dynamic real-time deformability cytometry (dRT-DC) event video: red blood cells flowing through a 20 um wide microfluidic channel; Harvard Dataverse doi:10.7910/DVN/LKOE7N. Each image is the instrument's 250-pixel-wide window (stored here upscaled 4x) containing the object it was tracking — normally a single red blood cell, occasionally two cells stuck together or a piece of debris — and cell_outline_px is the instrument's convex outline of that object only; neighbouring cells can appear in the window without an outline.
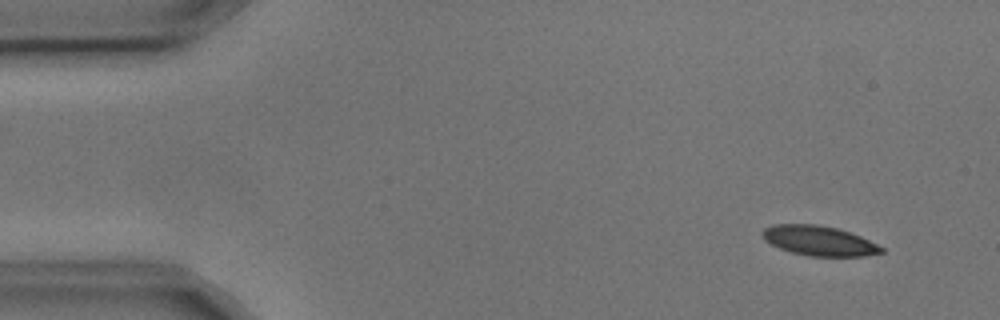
{"species": "common noctule bat (a hibernating species)", "species_latin": "Nyctalus noctula", "temperature_condition": "cold", "stored_images_in_passage": 4, "camera_frame_rate_fps": 3000, "um_per_image_px": 0.085, "animal": {"sex": "male", "body_mass_g": 17.9, "forearm_length_mm": 54.2}, "frame": {"image": 1, "passage_image": 1, "time_ms": 0.0, "image_size_px": [1000, 320], "cell_outline_px": [[884, 252], [864, 256], [808, 256], [792, 252], [780, 248], [764, 240], [760, 232], [764, 228], [772, 224], [816, 224], [836, 228], [860, 236], [884, 248]], "centroid_in_image_um": [69.58, 20.46], "position_along_channel_um": 15.4, "area_um2": 20.58}}
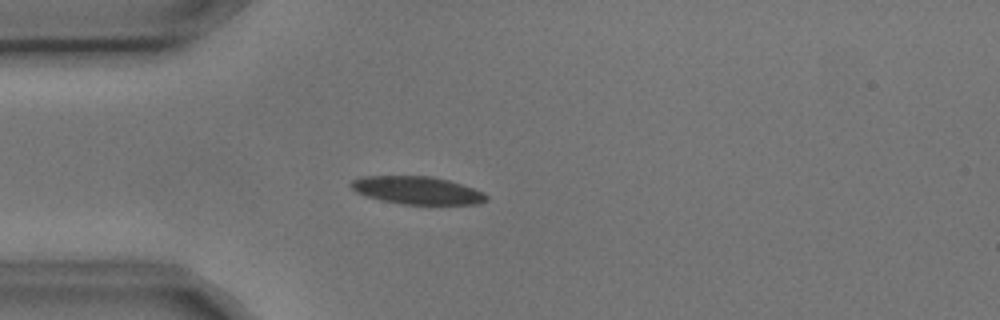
{"frame": {"image": 2, "passage_image": 4, "time_ms": 1.0, "image_size_px": [1000, 320], "cell_outline_px": [[488, 200], [480, 204], [400, 204], [364, 196], [356, 192], [348, 184], [352, 180], [360, 176], [432, 176], [448, 180], [484, 192], [488, 196]], "centroid_in_image_um": [35.43, 16.18], "position_along_channel_um": 49.6, "area_um2": 22.02}}